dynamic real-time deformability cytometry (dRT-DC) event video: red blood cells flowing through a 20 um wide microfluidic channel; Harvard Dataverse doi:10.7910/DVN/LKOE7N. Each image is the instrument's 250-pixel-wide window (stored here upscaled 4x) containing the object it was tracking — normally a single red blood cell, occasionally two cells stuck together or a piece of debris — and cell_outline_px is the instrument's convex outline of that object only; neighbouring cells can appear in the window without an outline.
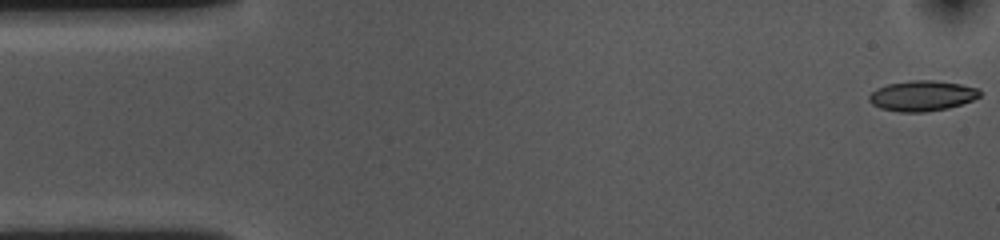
{"species": "common noctule bat (a hibernating species)", "species_latin": "Nyctalus noctula", "temperature_condition": "cold", "stored_images_in_passage": 54, "camera_frame_rate_fps": 3000, "um_per_image_px": 0.085, "animal": {"sex": "female", "body_mass_g": 10.0, "forearm_length_mm": 53.1}, "frame": {"image": 1, "passage_image": 1, "time_ms": 0.0, "image_size_px": [1000, 240], "cell_outline_px": [[980, 96], [972, 100], [948, 108], [924, 112], [900, 112], [880, 108], [872, 104], [868, 100], [868, 96], [876, 88], [888, 84], [912, 80], [932, 80], [960, 84], [980, 88]], "centroid_in_image_um": [78.36, 8.14], "position_along_channel_um": 6.6, "area_um2": 19.59}}
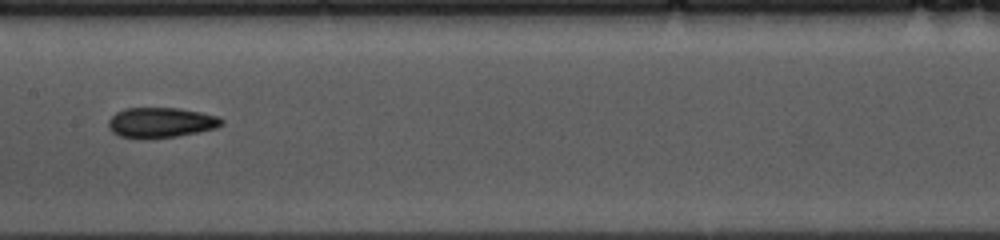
{"frame": {"image": 2, "passage_image": 26, "time_ms": 8.333, "image_size_px": [1000, 240], "cell_outline_px": [[224, 124], [216, 128], [176, 136], [120, 136], [112, 132], [108, 128], [108, 120], [116, 112], [124, 108], [180, 108], [220, 116], [224, 120]], "centroid_in_image_um": [13.71, 10.37], "position_along_channel_um": 193.7, "area_um2": 19.42}}
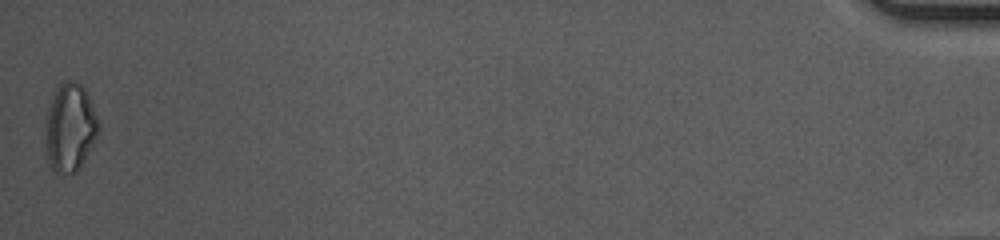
{"frame": {"image": 3, "passage_image": 54, "time_ms": 17.667, "image_size_px": [1000, 240], "cell_outline_px": [[100, 128], [80, 168], [76, 172], [56, 172], [52, 168], [48, 160], [44, 148], [44, 144], [48, 108], [52, 96], [60, 84], [68, 80], [76, 80], [84, 88], [100, 124]], "centroid_in_image_um": [5.93, 10.84], "position_along_channel_um": 429.3, "area_um2": 26.99}, "authors_computed_cell_mechanics": {"area_um2": 19.4786, "velocity_mm_per_s": 3.6166, "shape_relaxation_time_tau1_ms": 5.6926, "shape_relaxation_time_tau2_ms": 3.7298, "deformation_change_tau1": 0.1469, "deformation_change_tau2": 0.1091}}